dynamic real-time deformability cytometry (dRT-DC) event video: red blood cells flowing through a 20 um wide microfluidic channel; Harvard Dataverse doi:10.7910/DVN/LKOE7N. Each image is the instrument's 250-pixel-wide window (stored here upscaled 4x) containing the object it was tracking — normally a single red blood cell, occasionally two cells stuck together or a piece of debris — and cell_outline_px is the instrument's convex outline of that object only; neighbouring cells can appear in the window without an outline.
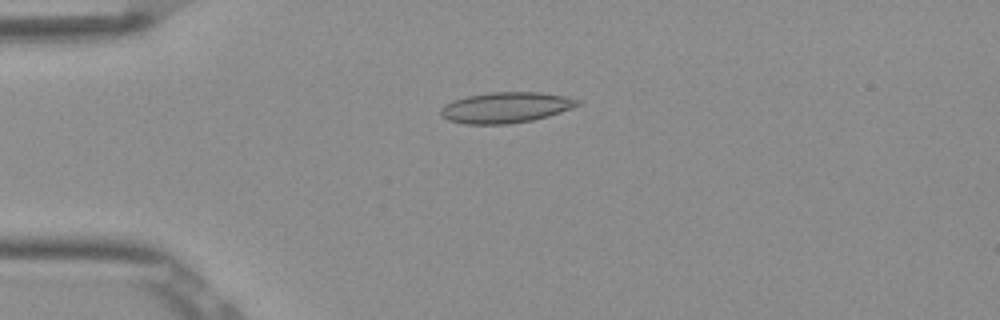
{"species": "Egyptian fruit bat (a non-hibernating species)", "species_latin": "Rousettus aegyptiacus", "temperature_condition": "room temperature", "stored_images_in_passage": 2, "camera_frame_rate_fps": 3000, "um_per_image_px": 0.085, "frame": {"image": 1, "passage_image": 1, "time_ms": 0.0, "image_size_px": [1000, 320], "cell_outline_px": [[580, 104], [572, 108], [548, 116], [532, 120], [508, 124], [464, 124], [448, 120], [440, 112], [440, 108], [444, 104], [452, 100], [468, 96], [488, 92], [540, 92], [564, 96], [580, 100]], "centroid_in_image_um": [42.97, 9.13], "position_along_channel_um": 42.0, "area_um2": 24.51}}